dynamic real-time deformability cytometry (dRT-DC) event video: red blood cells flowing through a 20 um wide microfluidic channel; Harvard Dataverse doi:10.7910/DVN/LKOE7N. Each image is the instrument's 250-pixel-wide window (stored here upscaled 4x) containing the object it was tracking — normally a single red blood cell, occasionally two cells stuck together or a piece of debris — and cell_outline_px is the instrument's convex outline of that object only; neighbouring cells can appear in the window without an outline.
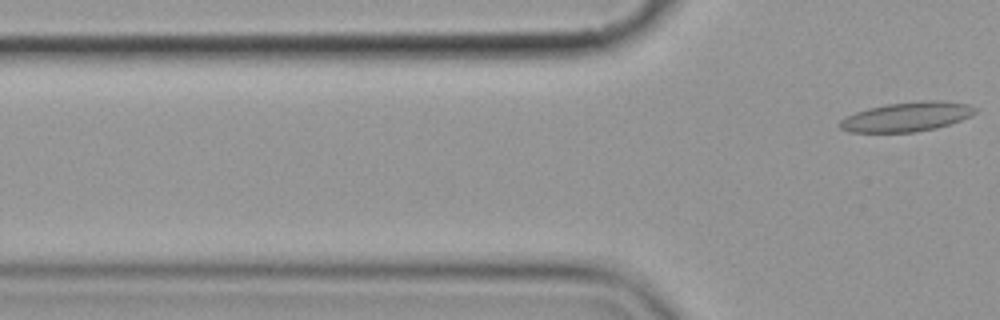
{"species": "common noctule bat (a hibernating species)", "species_latin": "Nyctalus noctula", "temperature_condition": "cold", "stored_images_in_passage": 8, "camera_frame_rate_fps": 3000, "um_per_image_px": 0.085, "animal": {"sex": "female", "body_mass_g": 19.9}, "frame": {"image": 1, "passage_image": 8, "time_ms": 9.0, "image_size_px": [1000, 320], "cell_outline_px": [[976, 112], [972, 116], [936, 128], [916, 132], [848, 132], [840, 128], [840, 120], [844, 116], [868, 108], [888, 104], [920, 100], [940, 100], [968, 104], [976, 108]], "centroid_in_image_um": [77.08, 9.92], "position_along_channel_um": 48.7, "area_um2": 23.24}}